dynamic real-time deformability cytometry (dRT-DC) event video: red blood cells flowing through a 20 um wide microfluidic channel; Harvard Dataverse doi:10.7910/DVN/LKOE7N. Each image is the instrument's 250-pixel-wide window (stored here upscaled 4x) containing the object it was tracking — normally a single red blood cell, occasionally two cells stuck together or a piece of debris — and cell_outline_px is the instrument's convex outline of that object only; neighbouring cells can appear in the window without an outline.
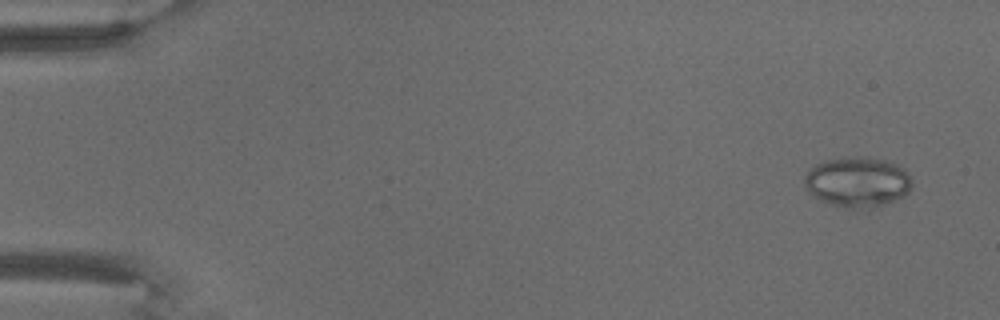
{"species": "common noctule bat (a hibernating species)", "species_latin": "Nyctalus noctula", "temperature_condition": "warm", "stored_images_in_passage": 7, "camera_frame_rate_fps": 3000, "um_per_image_px": 0.085, "animal": {"sex": "male", "body_mass_g": 18.8}, "frame": {"image": 1, "passage_image": 2, "time_ms": 1.0, "image_size_px": [1000, 320], "cell_outline_px": [[912, 188], [904, 196], [868, 212], [848, 208], [832, 204], [820, 200], [812, 196], [804, 188], [804, 176], [816, 164], [824, 160], [856, 156], [868, 156], [884, 160], [896, 164], [904, 168], [912, 180]], "centroid_in_image_um": [72.9, 15.5], "position_along_channel_um": 12.1, "area_um2": 32.25}}